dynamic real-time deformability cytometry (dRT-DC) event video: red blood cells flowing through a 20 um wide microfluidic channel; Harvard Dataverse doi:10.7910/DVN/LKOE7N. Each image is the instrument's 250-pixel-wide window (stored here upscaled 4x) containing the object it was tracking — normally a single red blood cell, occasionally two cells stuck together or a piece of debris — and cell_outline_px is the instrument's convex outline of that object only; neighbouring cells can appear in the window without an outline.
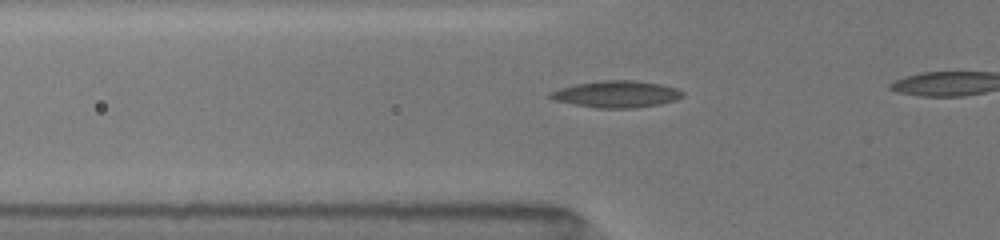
{"species": "common noctule bat (a hibernating species)", "species_latin": "Nyctalus noctula", "temperature_condition": "room temperature", "stored_images_in_passage": 4, "segment_of_instrument_passage": [2, 2], "camera_frame_rate_fps": 3000, "um_per_image_px": 0.085, "animal": {"sex": "female", "body_mass_g": 19.5, "forearm_length_mm": 54.1}, "frame": {"image": 1, "passage_image": 4, "time_ms": 1.667, "image_size_px": [1000, 240], "cell_outline_px": [[684, 96], [676, 100], [660, 104], [632, 108], [596, 108], [556, 100], [548, 96], [548, 92], [560, 88], [576, 84], [604, 80], [636, 80], [660, 84], [676, 88], [684, 92]], "centroid_in_image_um": [52.43, 8.0], "position_along_channel_um": 73.4, "area_um2": 20.52}}